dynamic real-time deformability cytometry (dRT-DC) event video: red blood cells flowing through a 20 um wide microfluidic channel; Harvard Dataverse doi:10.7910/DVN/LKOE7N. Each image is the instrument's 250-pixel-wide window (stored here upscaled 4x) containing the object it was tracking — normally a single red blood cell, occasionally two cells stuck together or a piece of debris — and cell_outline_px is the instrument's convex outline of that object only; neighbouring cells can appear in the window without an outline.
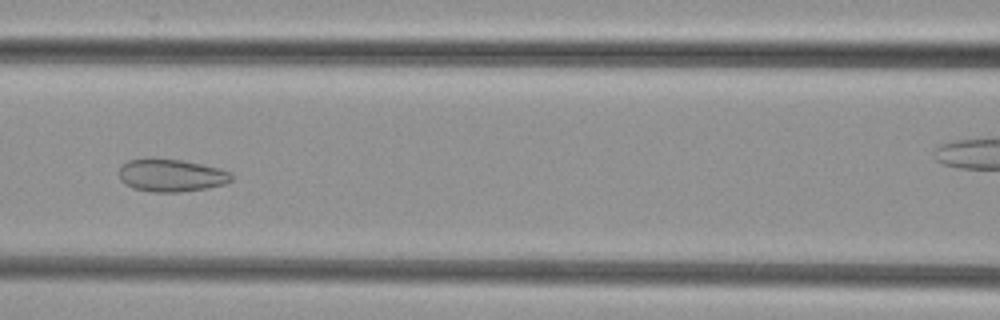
{"species": "common noctule bat (a hibernating species)", "species_latin": "Nyctalus noctula", "temperature_condition": "cold", "stored_images_in_passage": 53, "camera_frame_rate_fps": 3000, "um_per_image_px": 0.085, "animal": {"sex": "female", "body_mass_g": 29.2, "forearm_length_mm": 56.3}, "frame": {"image": 1, "passage_image": 23, "time_ms": 7.333, "image_size_px": [1000, 320], "cell_outline_px": [[232, 180], [224, 184], [204, 188], [180, 192], [152, 192], [132, 188], [124, 184], [120, 180], [120, 168], [128, 160], [152, 156], [184, 160], [216, 168], [228, 172], [232, 176]], "centroid_in_image_um": [14.48, 14.88], "position_along_channel_um": 152.1, "area_um2": 21.56}}
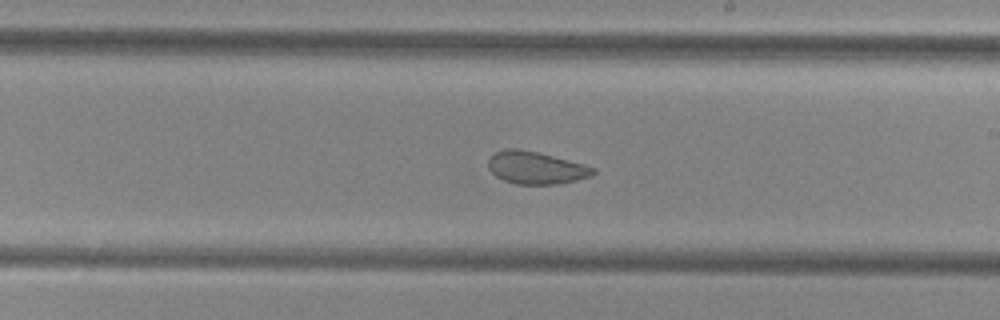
{"frame": {"image": 2, "passage_image": 30, "time_ms": 9.667, "image_size_px": [1000, 320], "cell_outline_px": [[596, 172], [592, 176], [576, 180], [556, 184], [516, 184], [504, 180], [496, 176], [488, 168], [488, 160], [496, 152], [508, 148], [520, 148], [584, 164], [596, 168]], "centroid_in_image_um": [45.56, 14.26], "position_along_channel_um": 243.4, "area_um2": 19.71}}
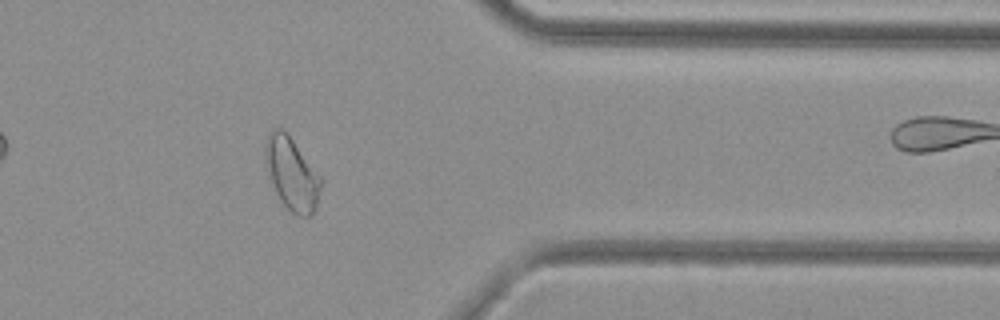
{"frame": {"image": 3, "passage_image": 42, "time_ms": 13.667, "image_size_px": [1000, 320], "cell_outline_px": [[320, 188], [316, 208], [312, 216], [300, 216], [292, 212], [280, 200], [276, 192], [264, 160], [264, 148], [268, 136], [272, 128], [284, 128], [288, 132], [320, 176]], "centroid_in_image_um": [24.79, 14.73], "position_along_channel_um": 386.6, "area_um2": 23.35}}